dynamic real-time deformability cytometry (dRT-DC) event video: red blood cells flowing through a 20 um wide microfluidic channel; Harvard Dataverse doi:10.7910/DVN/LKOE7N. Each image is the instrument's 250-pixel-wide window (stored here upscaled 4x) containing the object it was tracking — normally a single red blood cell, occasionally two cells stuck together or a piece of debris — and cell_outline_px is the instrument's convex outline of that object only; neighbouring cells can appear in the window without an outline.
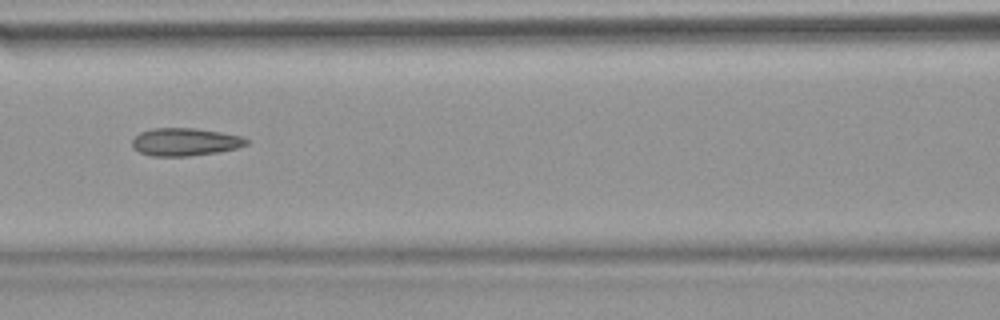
{"species": "common noctule bat (a hibernating species)", "species_latin": "Nyctalus noctula", "temperature_condition": "warm", "stored_images_in_passage": 52, "camera_frame_rate_fps": 3000, "um_per_image_px": 0.085, "animal": {"sex": "female", "body_mass_g": 18.4}, "frame": {"image": 1, "passage_image": 23, "time_ms": 7.333, "image_size_px": [1000, 320], "cell_outline_px": [[248, 144], [236, 148], [220, 152], [188, 156], [152, 156], [140, 152], [132, 148], [132, 140], [140, 132], [152, 128], [196, 128], [244, 136], [248, 140]], "centroid_in_image_um": [15.74, 12.06], "position_along_channel_um": 150.9, "area_um2": 18.61}, "authors_computed_cell_mechanics": {"area_um2": 18.496, "velocity_mm_per_s": 3.8567, "shape_relaxation_time_tau1_ms": null, "shape_relaxation_time_tau2_ms": 3.4636, "deformation_change_tau1": null, "deformation_change_tau2": 0.1309}}